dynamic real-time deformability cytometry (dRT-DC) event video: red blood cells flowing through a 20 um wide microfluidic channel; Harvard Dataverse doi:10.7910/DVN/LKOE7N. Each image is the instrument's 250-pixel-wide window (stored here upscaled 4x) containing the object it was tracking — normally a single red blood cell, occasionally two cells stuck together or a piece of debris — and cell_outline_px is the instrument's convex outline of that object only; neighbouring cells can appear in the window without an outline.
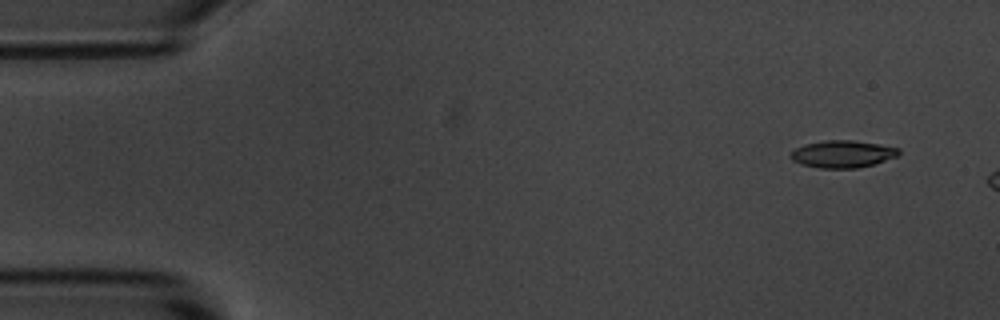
{"species": "common noctule bat (a hibernating species)", "species_latin": "Nyctalus noctula", "temperature_condition": "room temperature", "stored_images_in_passage": 4, "camera_frame_rate_fps": 3000, "um_per_image_px": 0.085, "animal": {"sex": "male", "body_mass_g": 20.1, "forearm_length_mm": 53.5}, "frame": {"image": 1, "passage_image": 2, "time_ms": 1.0, "image_size_px": [1000, 320], "cell_outline_px": [[900, 156], [872, 164], [856, 168], [820, 168], [800, 164], [792, 160], [788, 156], [796, 148], [804, 144], [824, 140], [852, 140], [880, 144], [900, 148]], "centroid_in_image_um": [71.62, 13.08], "position_along_channel_um": 13.4, "area_um2": 17.28}}